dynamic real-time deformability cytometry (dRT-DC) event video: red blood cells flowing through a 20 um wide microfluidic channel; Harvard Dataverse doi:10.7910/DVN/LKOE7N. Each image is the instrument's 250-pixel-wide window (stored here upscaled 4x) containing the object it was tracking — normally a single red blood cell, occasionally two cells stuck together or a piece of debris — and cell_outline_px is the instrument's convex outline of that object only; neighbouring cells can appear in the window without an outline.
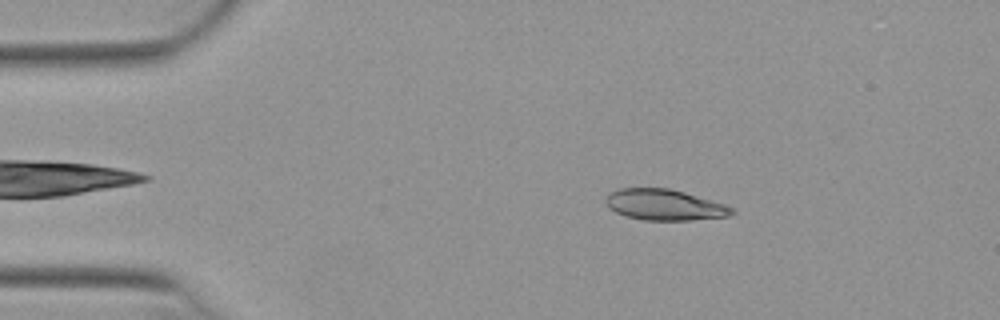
{"species": "Egyptian fruit bat (a non-hibernating species)", "species_latin": "Rousettus aegyptiacus", "temperature_condition": "warm", "stored_images_in_passage": 38, "camera_frame_rate_fps": 3000, "um_per_image_px": 0.085, "animal": {"sex": "female"}, "frame": {"image": 1, "passage_image": 1, "time_ms": 0.0, "image_size_px": [1000, 320], "cell_outline_px": [[736, 212], [728, 216], [688, 220], [644, 220], [628, 216], [616, 212], [608, 208], [604, 200], [604, 196], [620, 188], [668, 188], [684, 192], [724, 204], [732, 208]], "centroid_in_image_um": [56.44, 17.4], "position_along_channel_um": 28.6, "area_um2": 22.54}}
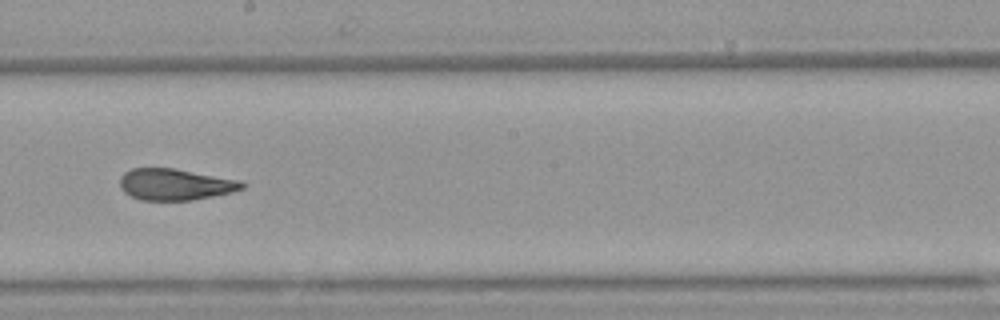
{"frame": {"image": 2, "passage_image": 21, "time_ms": 6.667, "image_size_px": [1000, 320], "cell_outline_px": [[244, 188], [232, 192], [192, 200], [140, 200], [124, 192], [120, 188], [120, 176], [124, 172], [132, 168], [172, 168], [240, 180], [244, 184]], "centroid_in_image_um": [14.85, 15.67], "position_along_channel_um": 233.3, "area_um2": 22.25}}
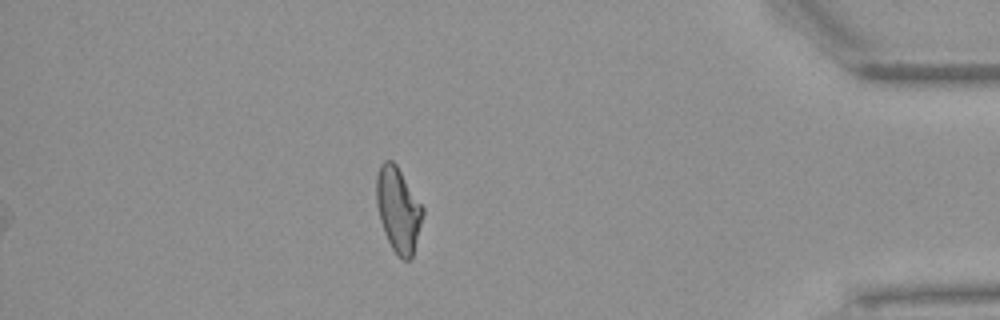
{"frame": {"image": 3, "passage_image": 37, "time_ms": 12.0, "image_size_px": [1000, 320], "cell_outline_px": [[424, 212], [412, 256], [408, 260], [404, 260], [392, 248], [384, 232], [380, 220], [376, 204], [376, 176], [380, 164], [384, 160], [392, 160], [396, 164], [424, 208]], "centroid_in_image_um": [33.83, 17.77], "position_along_channel_um": 401.4, "area_um2": 22.66}}